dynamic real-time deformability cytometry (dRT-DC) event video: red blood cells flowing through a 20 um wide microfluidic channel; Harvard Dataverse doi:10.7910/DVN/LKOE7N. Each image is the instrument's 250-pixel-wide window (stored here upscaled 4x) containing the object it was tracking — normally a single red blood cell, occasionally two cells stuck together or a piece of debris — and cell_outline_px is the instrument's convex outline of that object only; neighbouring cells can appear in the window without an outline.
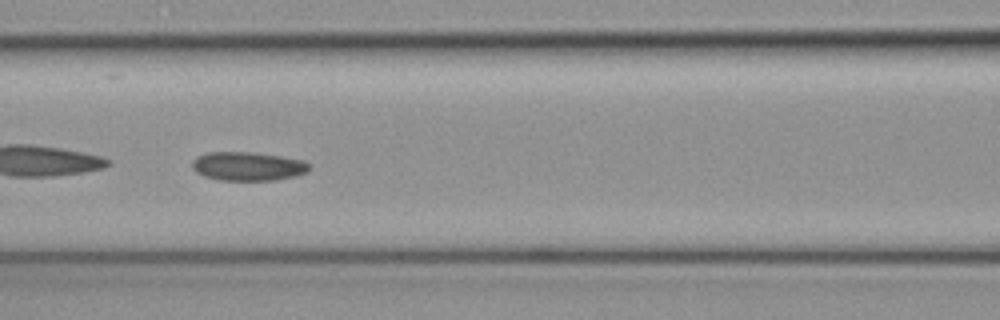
{"species": "common noctule bat (a hibernating species)", "species_latin": "Nyctalus noctula", "temperature_condition": "cold", "stored_images_in_passage": 7, "camera_frame_rate_fps": 3000, "um_per_image_px": 0.085, "animal": {"sex": "female", "body_mass_g": 19.3, "forearm_length_mm": 54.1}, "frame": {"image": 1, "passage_image": 5, "time_ms": 1.333, "image_size_px": [1000, 320], "cell_outline_px": [[312, 168], [308, 172], [296, 176], [276, 180], [216, 180], [204, 176], [196, 172], [192, 168], [192, 160], [196, 156], [208, 152], [252, 152], [280, 156], [304, 160], [312, 164]], "centroid_in_image_um": [21.1, 14.13], "position_along_channel_um": 145.5, "area_um2": 20.0}}